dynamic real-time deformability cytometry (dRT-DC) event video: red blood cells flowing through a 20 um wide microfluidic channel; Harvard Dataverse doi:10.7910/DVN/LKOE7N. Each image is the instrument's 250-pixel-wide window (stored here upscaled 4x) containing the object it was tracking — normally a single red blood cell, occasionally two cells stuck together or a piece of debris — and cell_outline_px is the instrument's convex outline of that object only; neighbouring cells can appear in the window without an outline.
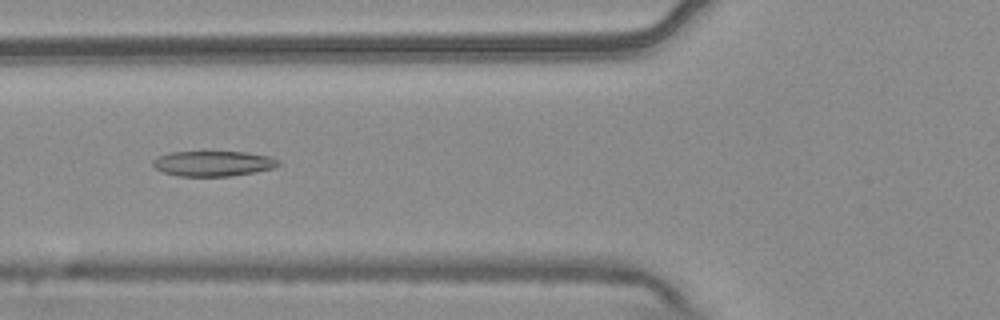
{"species": "common noctule bat (a hibernating species)", "species_latin": "Nyctalus noctula", "temperature_condition": "warm", "stored_images_in_passage": 9, "camera_frame_rate_fps": 3000, "um_per_image_px": 0.085, "animal": {"sex": "male", "body_mass_g": 20.4}, "frame": {"image": 1, "passage_image": 4, "time_ms": 1.0, "image_size_px": [1000, 320], "cell_outline_px": [[280, 164], [276, 168], [256, 172], [232, 176], [180, 176], [164, 172], [156, 168], [152, 164], [152, 160], [168, 152], [248, 152], [268, 156], [280, 160]], "centroid_in_image_um": [18.17, 13.9], "position_along_channel_um": 107.6, "area_um2": 18.55}}
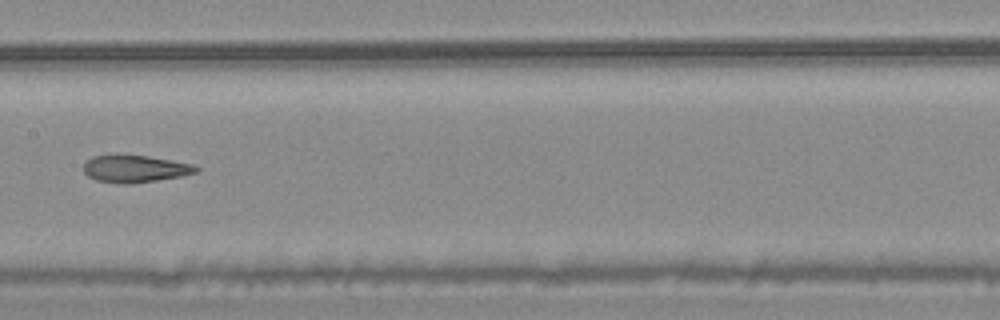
{"frame": {"image": 2, "passage_image": 6, "time_ms": 1.667, "image_size_px": [1000, 320], "cell_outline_px": [[200, 168], [196, 172], [180, 176], [132, 184], [120, 184], [96, 180], [88, 176], [84, 172], [84, 164], [92, 156], [148, 156], [192, 164]], "centroid_in_image_um": [11.47, 14.37], "position_along_channel_um": 195.9, "area_um2": 17.46}}
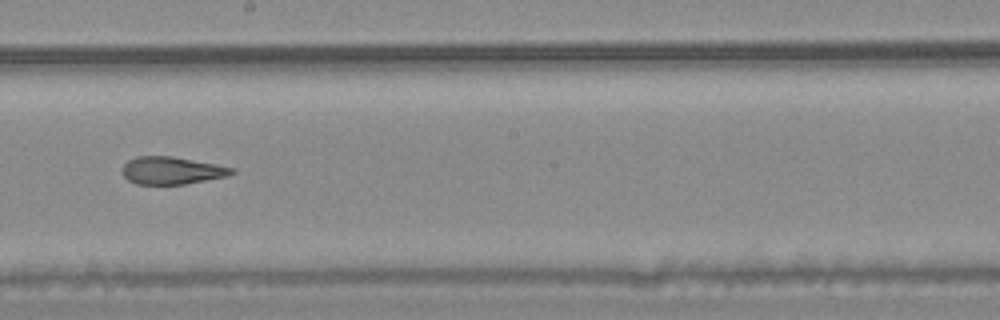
{"frame": {"image": 3, "passage_image": 7, "time_ms": 2.0, "image_size_px": [1000, 320], "cell_outline_px": [[236, 172], [228, 176], [184, 184], [136, 184], [128, 180], [120, 172], [124, 164], [128, 160], [136, 156], [172, 156], [216, 164], [236, 168]], "centroid_in_image_um": [14.59, 14.49], "position_along_channel_um": 233.6, "area_um2": 17.69}}